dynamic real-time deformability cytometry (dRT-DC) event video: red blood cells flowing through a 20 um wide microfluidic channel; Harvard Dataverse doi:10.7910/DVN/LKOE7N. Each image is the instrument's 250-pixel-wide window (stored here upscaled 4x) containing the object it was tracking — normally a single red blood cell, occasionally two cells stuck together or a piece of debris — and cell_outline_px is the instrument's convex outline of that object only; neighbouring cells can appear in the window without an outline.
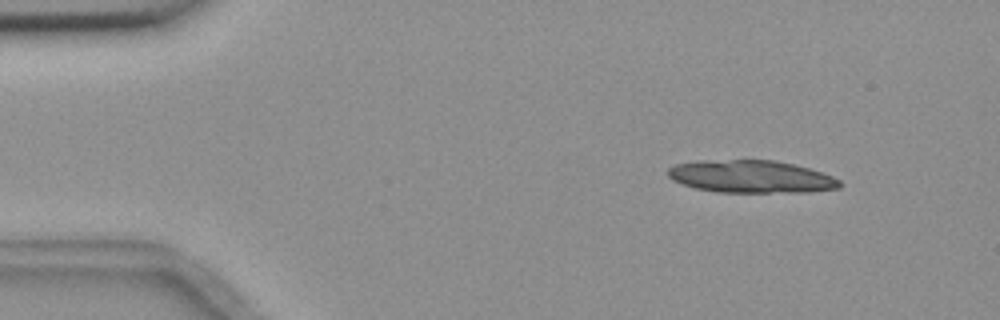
{"species": "common noctule bat (a hibernating species)", "species_latin": "Nyctalus noctula", "temperature_condition": "room temperature", "stored_images_in_passage": 18, "camera_frame_rate_fps": 3000, "um_per_image_px": 0.085, "animal": {"sex": "female", "body_mass_g": 18.4}, "frame": {"image": 1, "passage_image": 1, "time_ms": 0.0, "image_size_px": [1000, 320], "cell_outline_px": [[844, 184], [840, 188], [808, 192], [716, 192], [696, 188], [680, 184], [672, 180], [668, 176], [668, 168], [676, 164], [732, 160], [772, 160], [792, 164], [808, 168], [832, 176], [840, 180]], "centroid_in_image_um": [63.89, 15.03], "position_along_channel_um": 21.1, "area_um2": 32.19}}